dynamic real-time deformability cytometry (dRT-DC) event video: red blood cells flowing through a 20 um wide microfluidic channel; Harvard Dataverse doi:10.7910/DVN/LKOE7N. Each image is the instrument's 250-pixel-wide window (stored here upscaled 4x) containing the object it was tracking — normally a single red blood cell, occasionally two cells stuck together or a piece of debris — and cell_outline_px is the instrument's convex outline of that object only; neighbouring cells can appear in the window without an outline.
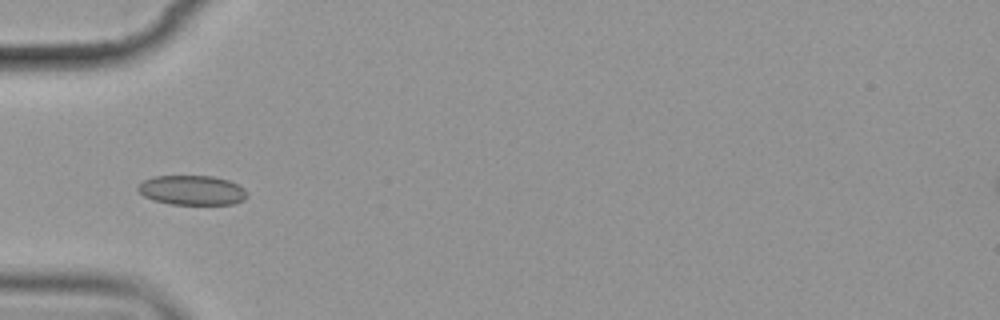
{"species": "common noctule bat (a hibernating species)", "species_latin": "Nyctalus noctula", "temperature_condition": "cold", "stored_images_in_passage": 10, "camera_frame_rate_fps": 3000, "um_per_image_px": 0.085, "animal": {"sex": "female", "body_mass_g": 19.9}, "frame": {"image": 1, "passage_image": 4, "time_ms": 3.667, "image_size_px": [1000, 320], "cell_outline_px": [[248, 196], [244, 200], [232, 204], [168, 204], [152, 200], [144, 196], [136, 188], [144, 180], [152, 176], [212, 176], [228, 180], [244, 188], [248, 192]], "centroid_in_image_um": [16.32, 16.17], "position_along_channel_um": 68.7, "area_um2": 18.9}}
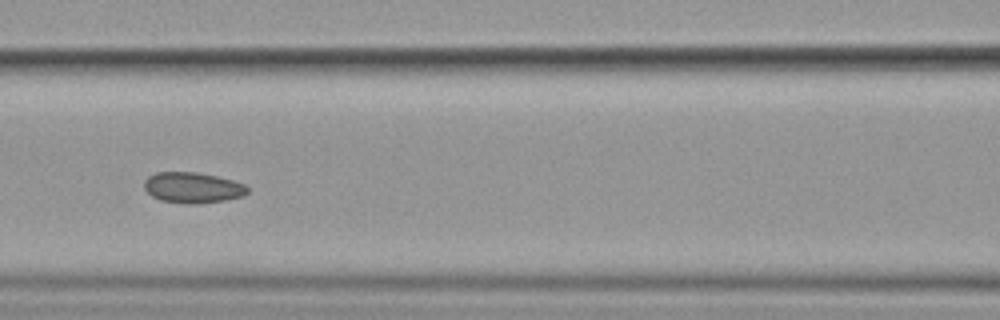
{"frame": {"image": 2, "passage_image": 6, "time_ms": 6.0, "image_size_px": [1000, 320], "cell_outline_px": [[248, 192], [244, 196], [224, 200], [196, 204], [188, 204], [160, 200], [152, 196], [144, 188], [144, 180], [148, 176], [156, 172], [196, 172], [216, 176], [232, 180], [244, 184], [248, 188]], "centroid_in_image_um": [16.36, 15.95], "position_along_channel_um": 150.2, "area_um2": 18.5}}
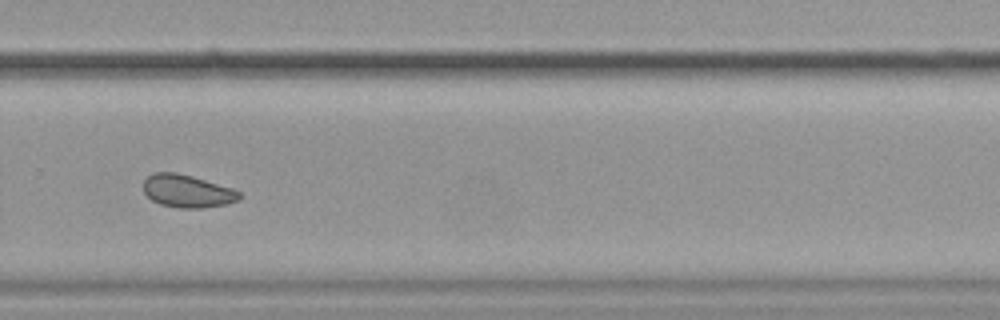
{"frame": {"image": 3, "passage_image": 10, "time_ms": 10.667, "image_size_px": [1000, 320], "cell_outline_px": [[244, 196], [228, 204], [200, 208], [180, 208], [160, 204], [152, 200], [144, 192], [144, 180], [152, 172], [176, 172], [192, 176], [232, 188], [240, 192]], "centroid_in_image_um": [15.92, 16.24], "position_along_channel_um": 313.9, "area_um2": 18.32}}